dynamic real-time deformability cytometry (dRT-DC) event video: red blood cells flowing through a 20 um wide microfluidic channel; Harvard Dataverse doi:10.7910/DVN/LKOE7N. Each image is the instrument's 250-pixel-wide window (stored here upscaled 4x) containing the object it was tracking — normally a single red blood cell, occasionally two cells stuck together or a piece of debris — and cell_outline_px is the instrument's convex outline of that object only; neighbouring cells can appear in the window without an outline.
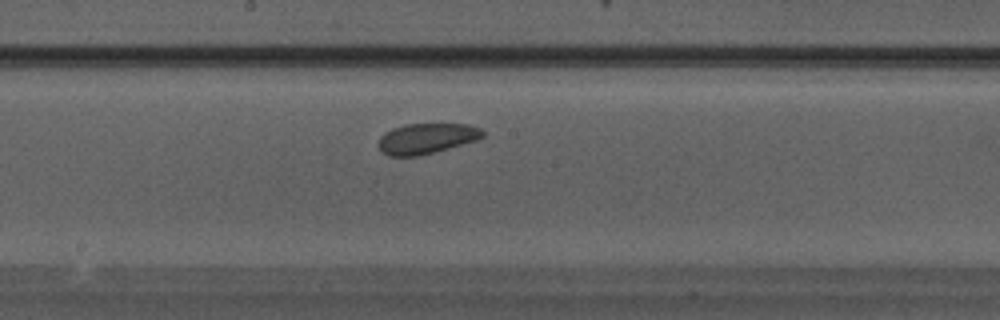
{"species": "Egyptian fruit bat (a non-hibernating species)", "species_latin": "Rousettus aegyptiacus", "temperature_condition": "warm", "stored_images_in_passage": 26, "camera_frame_rate_fps": 3000, "um_per_image_px": 0.085, "animal": {"sex": "male"}, "frame": {"image": 1, "passage_image": 10, "time_ms": 3.0, "image_size_px": [1000, 320], "cell_outline_px": [[484, 136], [476, 140], [448, 148], [416, 156], [388, 156], [380, 152], [376, 144], [380, 136], [384, 132], [392, 128], [404, 124], [468, 124], [480, 128], [484, 132]], "centroid_in_image_um": [36.18, 11.77], "position_along_channel_um": 212.0, "area_um2": 18.61}}
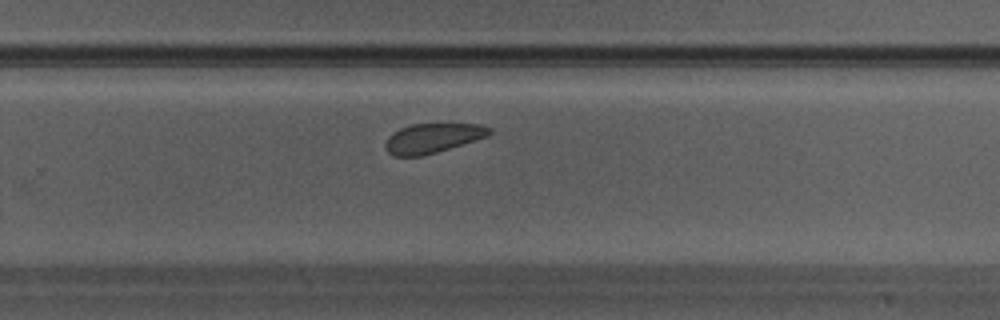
{"frame": {"image": 2, "passage_image": 14, "time_ms": 4.333, "image_size_px": [1000, 320], "cell_outline_px": [[492, 132], [488, 136], [436, 152], [420, 156], [392, 156], [388, 152], [384, 144], [388, 136], [392, 132], [400, 128], [412, 124], [480, 124], [492, 128]], "centroid_in_image_um": [36.75, 11.73], "position_along_channel_um": 293.0, "area_um2": 17.86}}